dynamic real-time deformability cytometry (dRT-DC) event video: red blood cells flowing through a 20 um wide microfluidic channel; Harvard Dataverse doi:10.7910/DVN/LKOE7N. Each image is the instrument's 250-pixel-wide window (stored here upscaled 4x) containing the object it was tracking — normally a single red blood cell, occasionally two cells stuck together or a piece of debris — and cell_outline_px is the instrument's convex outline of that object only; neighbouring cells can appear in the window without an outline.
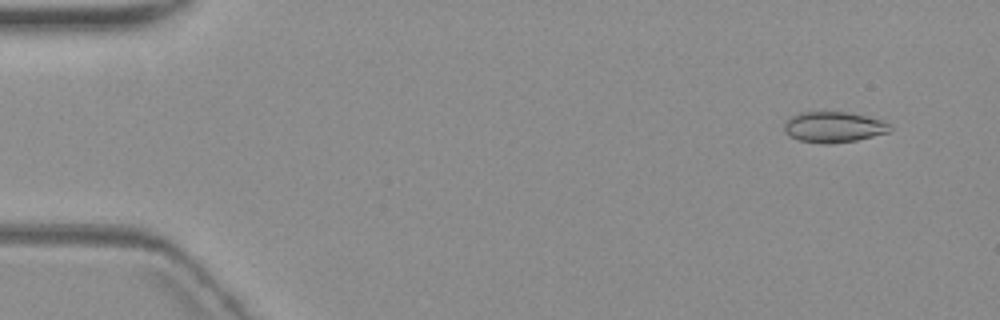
{"species": "common noctule bat (a hibernating species)", "species_latin": "Nyctalus noctula", "temperature_condition": "warm", "stored_images_in_passage": 6, "camera_frame_rate_fps": 3000, "um_per_image_px": 0.085, "animal": {"sex": "female", "body_mass_g": 19.3, "forearm_length_mm": 54.1}, "frame": {"image": 1, "passage_image": 2, "time_ms": 1.333, "image_size_px": [1000, 320], "cell_outline_px": [[892, 128], [888, 132], [856, 140], [828, 144], [824, 144], [800, 140], [788, 136], [784, 132], [784, 124], [792, 116], [800, 112], [848, 112], [868, 116], [884, 120]], "centroid_in_image_um": [70.85, 10.79], "position_along_channel_um": 14.1, "area_um2": 18.9}}
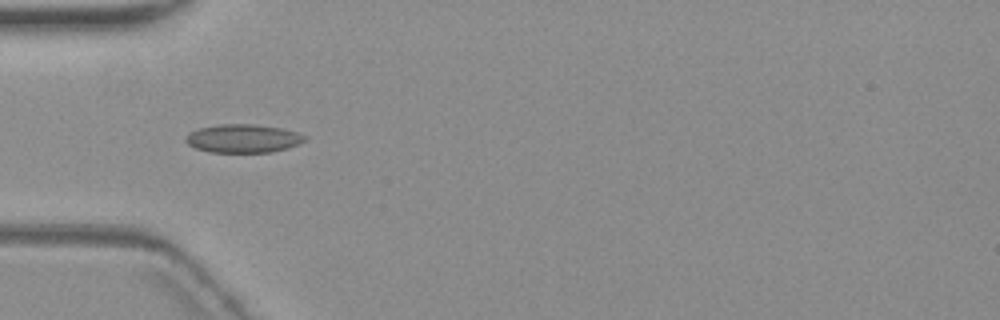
{"frame": {"image": 2, "passage_image": 5, "time_ms": 6.0, "image_size_px": [1000, 320], "cell_outline_px": [[308, 140], [288, 148], [272, 152], [208, 152], [196, 148], [188, 144], [184, 140], [188, 132], [200, 128], [220, 124], [252, 124], [280, 128], [296, 132], [308, 136]], "centroid_in_image_um": [20.67, 11.77], "position_along_channel_um": 64.3, "area_um2": 19.77}}
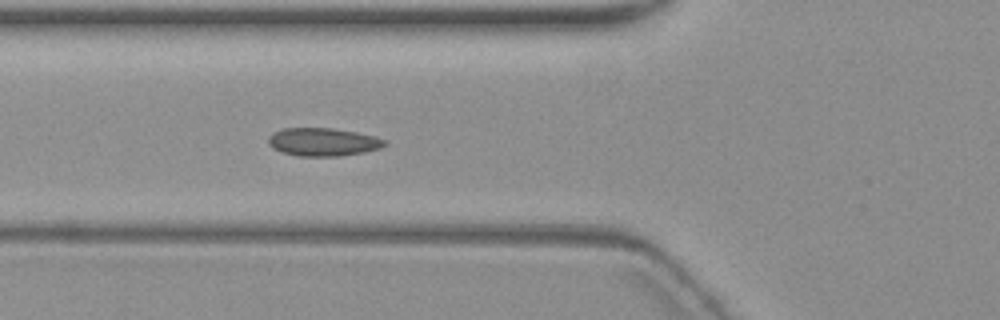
{"frame": {"image": 3, "passage_image": 6, "time_ms": 7.0, "image_size_px": [1000, 320], "cell_outline_px": [[388, 144], [380, 148], [364, 152], [340, 156], [296, 156], [280, 152], [272, 148], [268, 144], [268, 136], [272, 132], [284, 128], [332, 128], [356, 132], [376, 136], [388, 140]], "centroid_in_image_um": [27.45, 12.07], "position_along_channel_um": 98.3, "area_um2": 19.36}}